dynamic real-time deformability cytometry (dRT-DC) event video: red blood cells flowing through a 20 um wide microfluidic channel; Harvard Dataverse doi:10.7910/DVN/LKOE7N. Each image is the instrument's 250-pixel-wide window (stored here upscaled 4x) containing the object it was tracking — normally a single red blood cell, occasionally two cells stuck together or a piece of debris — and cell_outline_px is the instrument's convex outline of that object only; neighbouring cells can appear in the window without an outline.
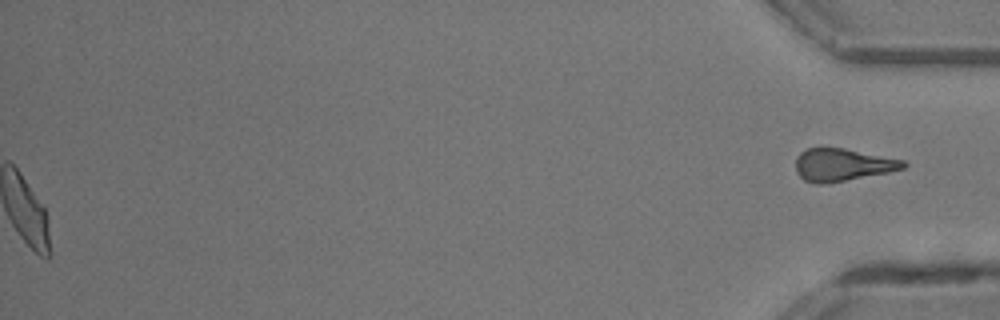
{"species": "common noctule bat (a hibernating species)", "species_latin": "Nyctalus noctula", "temperature_condition": "room temperature", "stored_images_in_passage": 41, "segment_of_instrument_passage": [2, 2], "camera_frame_rate_fps": 3000, "um_per_image_px": 0.085, "animal": {"sex": "male", "body_mass_g": 13.3}, "frame": {"image": 1, "passage_image": 41, "time_ms": 13.333, "image_size_px": [1000, 320], "cell_outline_px": [[908, 164], [904, 168], [888, 172], [824, 184], [816, 184], [804, 180], [796, 172], [796, 156], [800, 152], [808, 148], [844, 148], [904, 160]], "centroid_in_image_um": [71.59, 14.0], "position_along_channel_um": 363.6, "area_um2": 20.29}}